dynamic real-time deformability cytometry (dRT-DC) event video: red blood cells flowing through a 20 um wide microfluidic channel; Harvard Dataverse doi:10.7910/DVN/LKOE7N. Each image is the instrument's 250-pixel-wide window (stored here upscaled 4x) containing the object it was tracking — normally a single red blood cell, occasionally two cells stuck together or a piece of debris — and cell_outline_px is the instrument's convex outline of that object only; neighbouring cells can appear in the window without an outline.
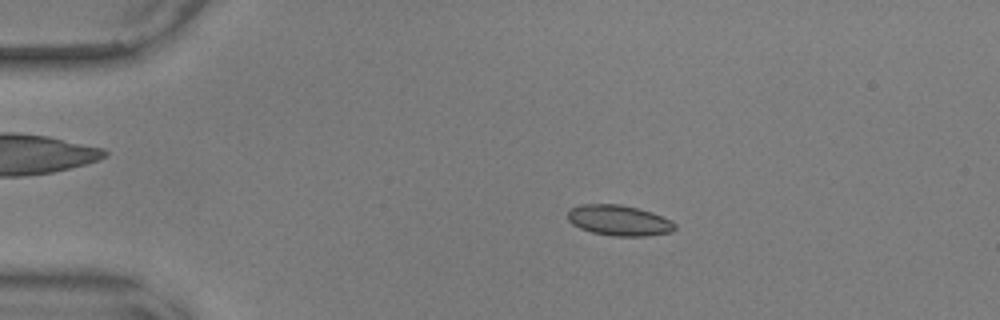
{"species": "common noctule bat (a hibernating species)", "species_latin": "Nyctalus noctula", "temperature_condition": "warm", "stored_images_in_passage": 55, "camera_frame_rate_fps": 3000, "um_per_image_px": 0.085, "animal": {"sex": "male", "body_mass_g": 17.9, "forearm_length_mm": 54.2}, "frame": {"image": 1, "passage_image": 11, "time_ms": 3.333, "image_size_px": [1000, 320], "cell_outline_px": [[676, 228], [672, 232], [644, 236], [612, 236], [592, 232], [580, 228], [572, 224], [568, 220], [568, 208], [580, 204], [620, 204], [652, 212], [672, 220], [676, 224]], "centroid_in_image_um": [52.61, 18.73], "position_along_channel_um": 32.4, "area_um2": 19.25}}
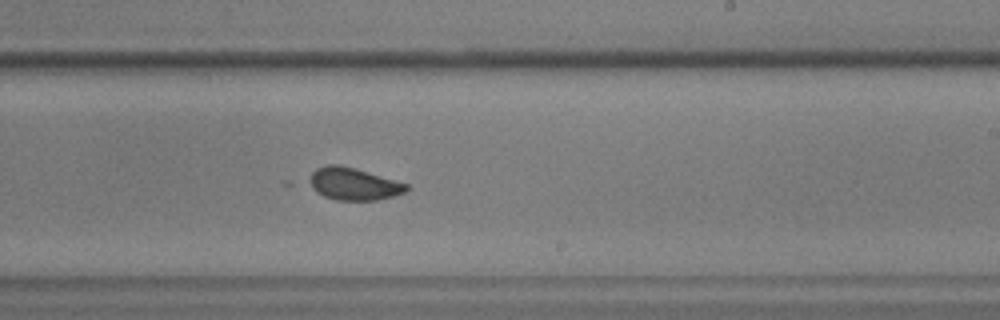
{"frame": {"image": 2, "passage_image": 34, "time_ms": 11.0, "image_size_px": [1000, 320], "cell_outline_px": [[408, 192], [376, 200], [336, 200], [324, 196], [316, 192], [304, 184], [304, 180], [316, 168], [328, 164], [340, 164], [408, 184]], "centroid_in_image_um": [29.94, 15.63], "position_along_channel_um": 259.1, "area_um2": 18.61}}
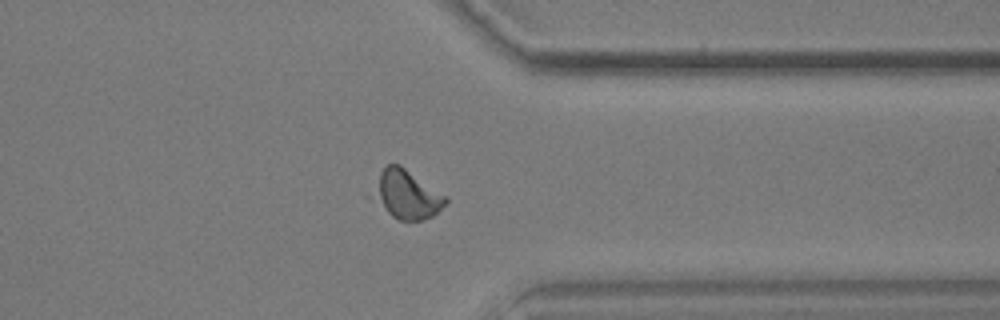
{"frame": {"image": 3, "passage_image": 44, "time_ms": 14.333, "image_size_px": [1000, 320], "cell_outline_px": [[448, 200], [432, 216], [424, 220], [400, 220], [392, 216], [388, 212], [376, 196], [376, 192], [380, 172], [388, 164], [400, 164], [448, 196]], "centroid_in_image_um": [34.67, 16.51], "position_along_channel_um": 376.7, "area_um2": 19.65}, "authors_computed_cell_mechanics": {"area_um2": 18.8428, "velocity_mm_per_s": 3.6269, "shape_relaxation_time_tau1_ms": 3.0617, "shape_relaxation_time_tau2_ms": null, "deformation_change_tau1": 0.1171, "deformation_change_tau2": null}}